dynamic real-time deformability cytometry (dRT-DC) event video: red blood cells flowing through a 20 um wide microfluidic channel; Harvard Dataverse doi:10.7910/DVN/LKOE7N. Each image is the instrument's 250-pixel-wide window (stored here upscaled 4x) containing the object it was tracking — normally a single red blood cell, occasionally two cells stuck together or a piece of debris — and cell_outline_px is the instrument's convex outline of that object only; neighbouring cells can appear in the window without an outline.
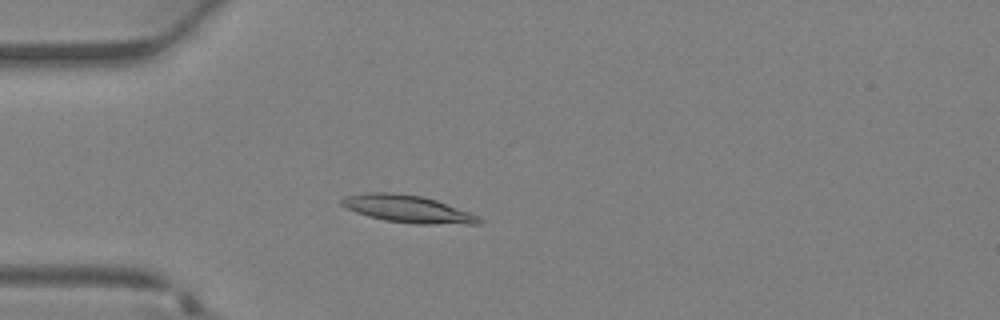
{"species": "Egyptian fruit bat (a non-hibernating species)", "species_latin": "Rousettus aegyptiacus", "temperature_condition": "warm", "stored_images_in_passage": 35, "camera_frame_rate_fps": 3000, "um_per_image_px": 0.085, "animal": {"sex": "female"}, "frame": {"image": 1, "passage_image": 9, "time_ms": 2.667, "image_size_px": [1000, 320], "cell_outline_px": [[484, 220], [480, 224], [416, 224], [384, 220], [368, 216], [356, 212], [340, 204], [340, 200], [344, 196], [368, 192], [392, 192], [424, 196], [436, 200], [468, 212]], "centroid_in_image_um": [34.63, 17.75], "position_along_channel_um": 50.4, "area_um2": 21.85}}
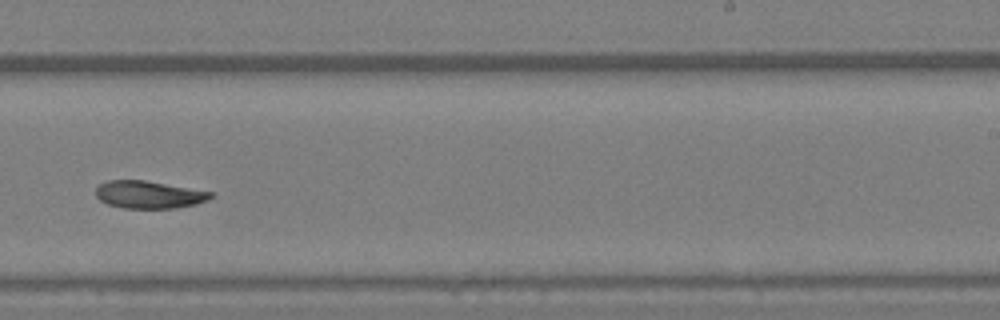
{"frame": {"image": 2, "passage_image": 22, "time_ms": 7.0, "image_size_px": [1000, 320], "cell_outline_px": [[212, 196], [208, 200], [196, 204], [176, 208], [124, 208], [108, 204], [100, 200], [96, 196], [96, 188], [100, 184], [108, 180], [144, 180], [212, 192]], "centroid_in_image_um": [12.64, 16.54], "position_along_channel_um": 276.4, "area_um2": 18.26}}
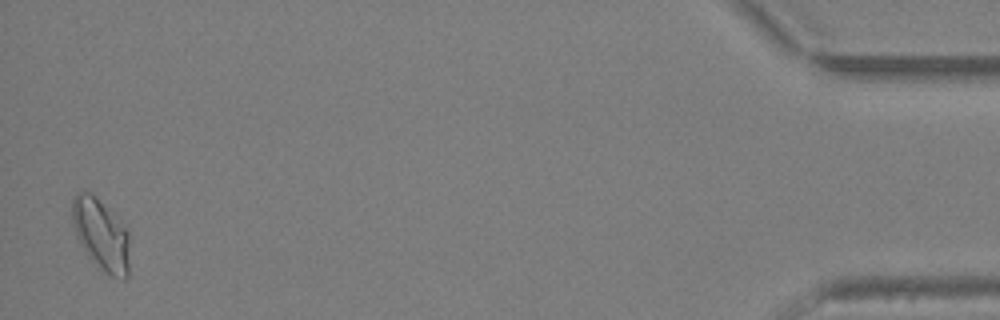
{"frame": {"image": 3, "passage_image": 35, "time_ms": 11.333, "image_size_px": [1000, 320], "cell_outline_px": [[128, 276], [124, 280], [112, 276], [100, 268], [88, 256], [76, 236], [72, 224], [72, 196], [76, 192], [92, 192], [128, 228]], "centroid_in_image_um": [8.58, 19.9], "position_along_channel_um": 426.6, "area_um2": 23.99}}